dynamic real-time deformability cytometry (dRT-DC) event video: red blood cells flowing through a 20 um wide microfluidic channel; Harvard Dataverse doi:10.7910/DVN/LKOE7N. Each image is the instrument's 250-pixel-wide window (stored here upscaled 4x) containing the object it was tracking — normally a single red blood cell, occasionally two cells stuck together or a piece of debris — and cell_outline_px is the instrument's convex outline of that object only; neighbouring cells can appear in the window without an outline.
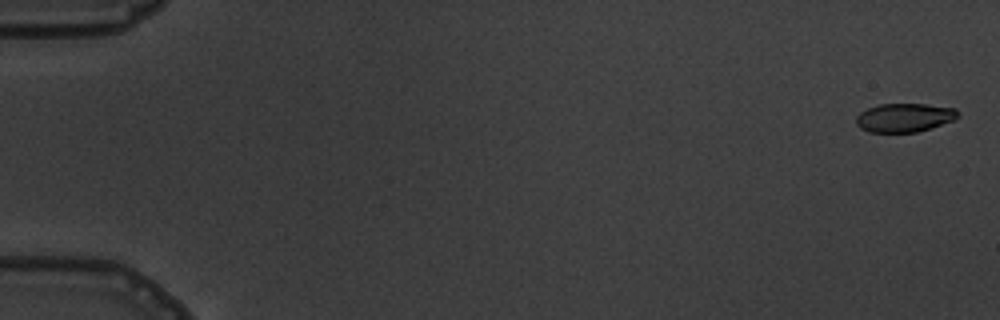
{"species": "common noctule bat (a hibernating species)", "species_latin": "Nyctalus noctula", "temperature_condition": "warm", "stored_images_in_passage": 6, "camera_frame_rate_fps": 3000, "um_per_image_px": 0.085, "animal": {"sex": "male", "body_mass_g": 19.5, "forearm_length_mm": 54.6}, "frame": {"image": 1, "passage_image": 1, "time_ms": 0.0, "image_size_px": [1000, 320], "cell_outline_px": [[960, 116], [956, 120], [932, 128], [916, 132], [868, 132], [860, 128], [856, 124], [856, 116], [860, 112], [868, 108], [880, 104], [924, 104], [956, 108], [960, 112]], "centroid_in_image_um": [76.92, 10.0], "position_along_channel_um": 8.1, "area_um2": 17.28}}